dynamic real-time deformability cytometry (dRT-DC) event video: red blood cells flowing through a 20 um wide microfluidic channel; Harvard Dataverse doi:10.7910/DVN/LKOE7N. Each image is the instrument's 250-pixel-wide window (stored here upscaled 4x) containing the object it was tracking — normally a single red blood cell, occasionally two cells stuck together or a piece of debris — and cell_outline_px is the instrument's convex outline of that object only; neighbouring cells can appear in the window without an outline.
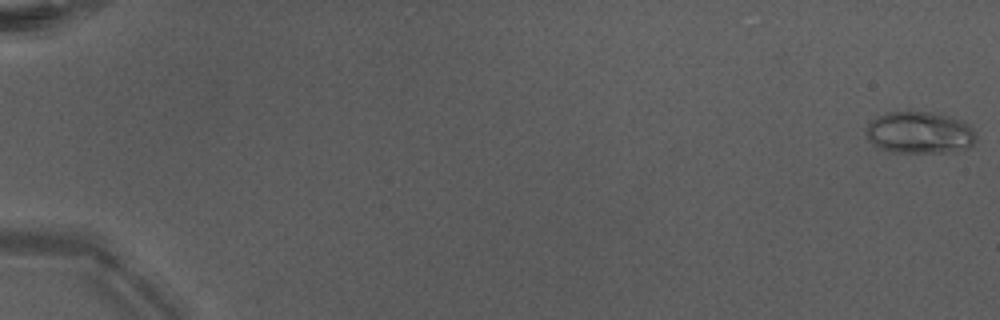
{"species": "Egyptian fruit bat (a non-hibernating species)", "species_latin": "Rousettus aegyptiacus", "temperature_condition": "warm", "stored_images_in_passage": 51, "camera_frame_rate_fps": 3000, "um_per_image_px": 0.085, "animal": {"sex": "male"}, "frame": {"image": 1, "passage_image": 1, "time_ms": 0.0, "image_size_px": [1000, 320], "cell_outline_px": [[976, 140], [968, 148], [948, 152], [896, 152], [880, 148], [872, 144], [868, 140], [864, 128], [872, 120], [888, 112], [932, 112], [964, 120], [976, 132]], "centroid_in_image_um": [78.18, 11.27], "position_along_channel_um": 6.8, "area_um2": 26.93}}
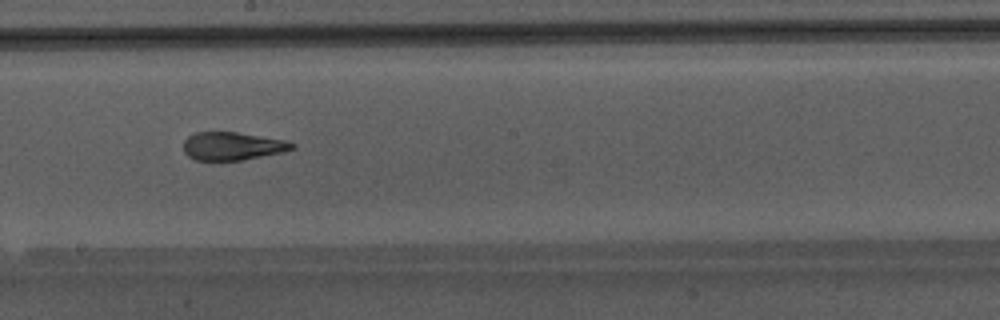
{"frame": {"image": 2, "passage_image": 31, "time_ms": 10.0, "image_size_px": [1000, 320], "cell_outline_px": [[296, 148], [284, 152], [240, 160], [196, 160], [188, 156], [184, 152], [184, 140], [188, 136], [196, 132], [236, 132], [288, 140], [296, 144]], "centroid_in_image_um": [19.8, 12.41], "position_along_channel_um": 228.4, "area_um2": 17.86}}
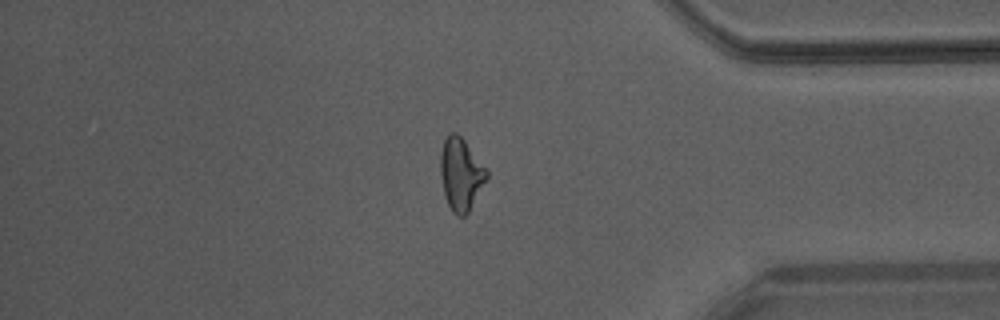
{"frame": {"image": 3, "passage_image": 44, "time_ms": 14.333, "image_size_px": [1000, 320], "cell_outline_px": [[488, 176], [468, 212], [464, 216], [456, 216], [452, 212], [444, 196], [440, 172], [440, 152], [444, 140], [448, 132], [456, 132], [464, 140], [488, 168]], "centroid_in_image_um": [39.16, 14.78], "position_along_channel_um": 396.0, "area_um2": 19.65}, "authors_computed_cell_mechanics": {"area_um2": 19.3052, "velocity_mm_per_s": 4.2945, "shape_relaxation_time_tau1_ms": 5.4045, "shape_relaxation_time_tau2_ms": 1.3482, "deformation_change_tau1": 0.217, "deformation_change_tau2": 0.0911}}